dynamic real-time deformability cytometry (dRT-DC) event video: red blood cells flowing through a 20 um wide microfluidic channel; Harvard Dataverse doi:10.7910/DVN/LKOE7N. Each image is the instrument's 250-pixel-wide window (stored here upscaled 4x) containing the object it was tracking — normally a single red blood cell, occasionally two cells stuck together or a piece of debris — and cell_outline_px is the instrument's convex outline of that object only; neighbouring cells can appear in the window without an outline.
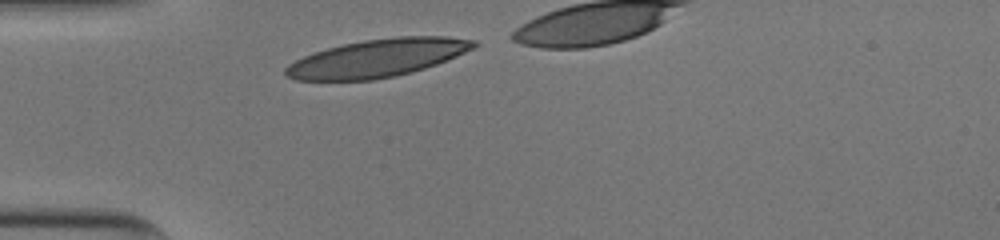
{"species": "human", "species_latin": "Homo sapiens", "temperature_condition": "cold", "stored_images_in_passage": 19, "camera_frame_rate_fps": 3000, "um_per_image_px": 0.085, "donor": {"sex": "male"}, "frame": {"image": 1, "passage_image": 1, "time_ms": 0.0, "image_size_px": [1000, 240], "cell_outline_px": [[480, 44], [476, 48], [436, 64], [412, 72], [396, 76], [372, 80], [296, 80], [284, 76], [284, 68], [288, 64], [304, 56], [328, 48], [344, 44], [364, 40], [396, 36], [448, 36], [476, 40]], "centroid_in_image_um": [32.11, 4.93], "position_along_channel_um": 52.9, "area_um2": 41.62}}
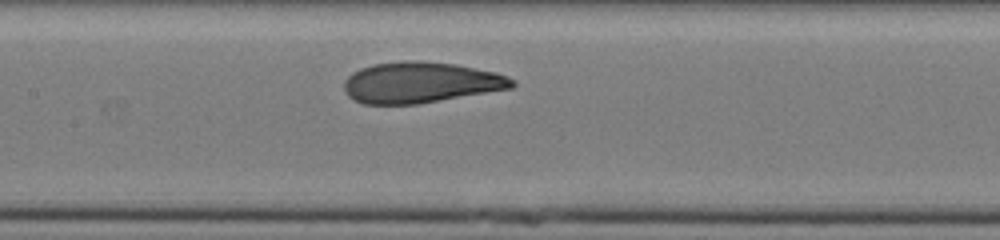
{"frame": {"image": 2, "passage_image": 11, "time_ms": 3.333, "image_size_px": [1000, 240], "cell_outline_px": [[516, 84], [512, 88], [416, 104], [364, 104], [352, 100], [344, 92], [344, 80], [352, 72], [360, 68], [372, 64], [404, 60], [416, 60], [456, 64], [496, 72], [508, 76], [516, 80]], "centroid_in_image_um": [35.73, 7.0], "position_along_channel_um": 171.7, "area_um2": 40.34}}
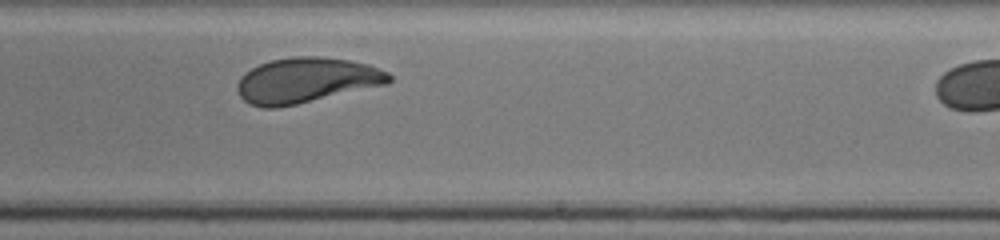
{"frame": {"image": 3, "passage_image": 18, "time_ms": 5.667, "image_size_px": [1000, 240], "cell_outline_px": [[392, 80], [388, 84], [296, 104], [276, 108], [260, 108], [248, 104], [240, 96], [236, 88], [236, 84], [240, 76], [244, 72], [260, 64], [272, 60], [292, 56], [320, 56], [348, 60], [368, 64], [388, 72], [392, 76]], "centroid_in_image_um": [26.01, 6.83], "position_along_channel_um": 263.0, "area_um2": 40.23}}